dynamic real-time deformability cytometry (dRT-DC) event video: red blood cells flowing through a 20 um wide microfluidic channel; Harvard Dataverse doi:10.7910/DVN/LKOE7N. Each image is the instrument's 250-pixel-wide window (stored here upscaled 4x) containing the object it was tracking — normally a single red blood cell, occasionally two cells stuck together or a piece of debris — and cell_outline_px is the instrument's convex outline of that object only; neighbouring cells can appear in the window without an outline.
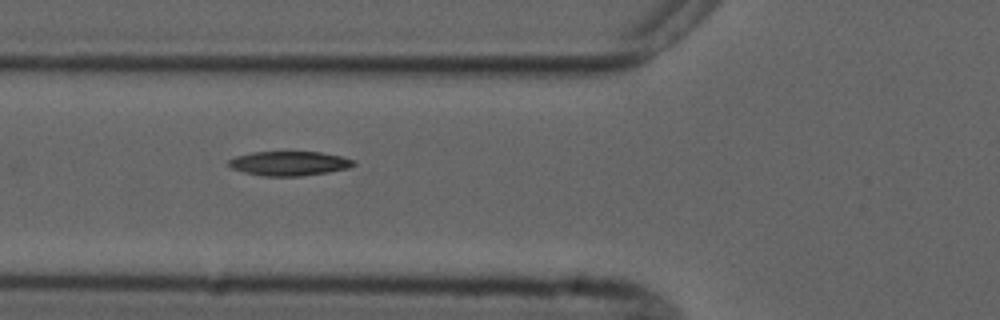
{"species": "common noctule bat (a hibernating species)", "species_latin": "Nyctalus noctula", "temperature_condition": "cold", "stored_images_in_passage": 5, "camera_frame_rate_fps": 3000, "um_per_image_px": 0.085, "animal": {"sex": "male", "forearm_length_mm": 52.5}, "frame": {"image": 1, "passage_image": 4, "time_ms": 4.333, "image_size_px": [1000, 320], "cell_outline_px": [[356, 164], [348, 168], [328, 172], [300, 176], [264, 176], [244, 172], [232, 168], [228, 164], [228, 160], [236, 156], [252, 152], [320, 152], [340, 156], [356, 160]], "centroid_in_image_um": [24.59, 13.89], "position_along_channel_um": 101.2, "area_um2": 17.69}}
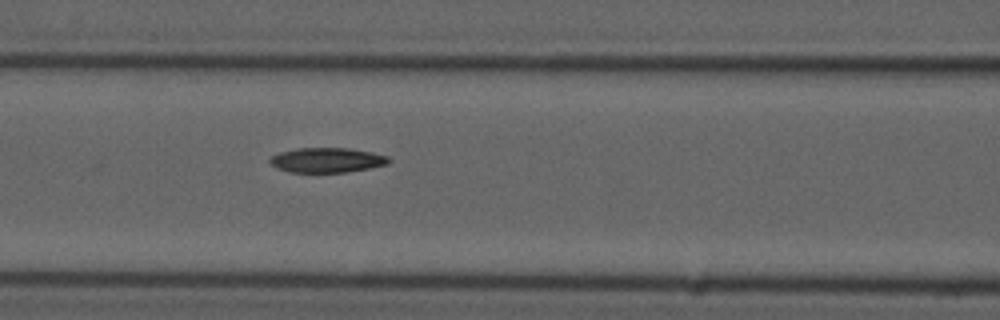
{"frame": {"image": 2, "passage_image": 5, "time_ms": 5.333, "image_size_px": [1000, 320], "cell_outline_px": [[392, 160], [388, 164], [368, 168], [344, 172], [288, 172], [276, 168], [268, 160], [272, 156], [280, 152], [296, 148], [348, 148], [372, 152], [388, 156]], "centroid_in_image_um": [27.79, 13.6], "position_along_channel_um": 138.8, "area_um2": 17.17}}